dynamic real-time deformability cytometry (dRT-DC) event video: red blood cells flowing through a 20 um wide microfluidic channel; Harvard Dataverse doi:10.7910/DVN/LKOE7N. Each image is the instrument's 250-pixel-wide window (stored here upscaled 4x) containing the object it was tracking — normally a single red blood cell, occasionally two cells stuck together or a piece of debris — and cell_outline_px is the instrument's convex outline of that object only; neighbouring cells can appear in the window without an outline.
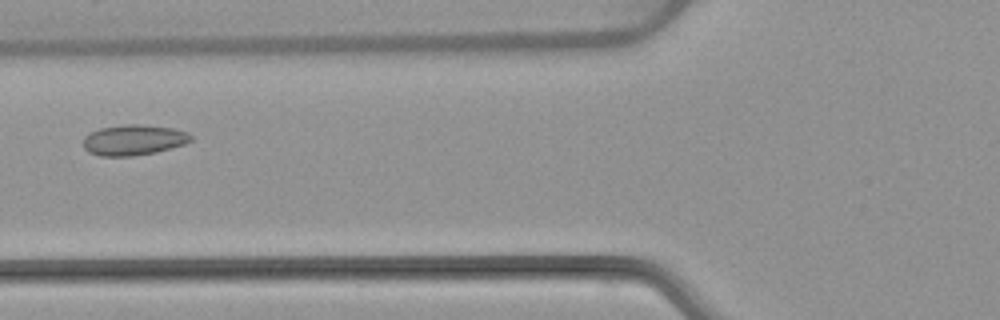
{"species": "common noctule bat (a hibernating species)", "species_latin": "Nyctalus noctula", "temperature_condition": "warm", "stored_images_in_passage": 5, "camera_frame_rate_fps": 3000, "um_per_image_px": 0.085, "animal": {"sex": "female", "body_mass_g": 22.7, "forearm_length_mm": 54.2}, "frame": {"image": 1, "passage_image": 4, "time_ms": 4.667, "image_size_px": [1000, 320], "cell_outline_px": [[192, 140], [184, 144], [156, 152], [132, 156], [100, 156], [88, 152], [84, 148], [84, 136], [100, 128], [124, 124], [140, 124], [172, 128], [188, 132], [192, 136]], "centroid_in_image_um": [11.36, 11.89], "position_along_channel_um": 114.4, "area_um2": 19.13}}
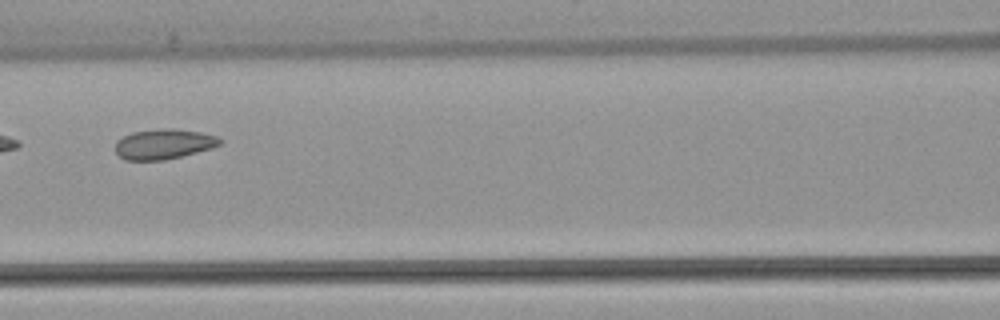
{"frame": {"image": 2, "passage_image": 5, "time_ms": 5.667, "image_size_px": [1000, 320], "cell_outline_px": [[220, 144], [212, 148], [164, 160], [124, 160], [116, 152], [116, 140], [132, 132], [168, 128], [176, 128], [200, 132], [216, 136], [220, 140]], "centroid_in_image_um": [13.89, 12.24], "position_along_channel_um": 152.7, "area_um2": 18.15}}